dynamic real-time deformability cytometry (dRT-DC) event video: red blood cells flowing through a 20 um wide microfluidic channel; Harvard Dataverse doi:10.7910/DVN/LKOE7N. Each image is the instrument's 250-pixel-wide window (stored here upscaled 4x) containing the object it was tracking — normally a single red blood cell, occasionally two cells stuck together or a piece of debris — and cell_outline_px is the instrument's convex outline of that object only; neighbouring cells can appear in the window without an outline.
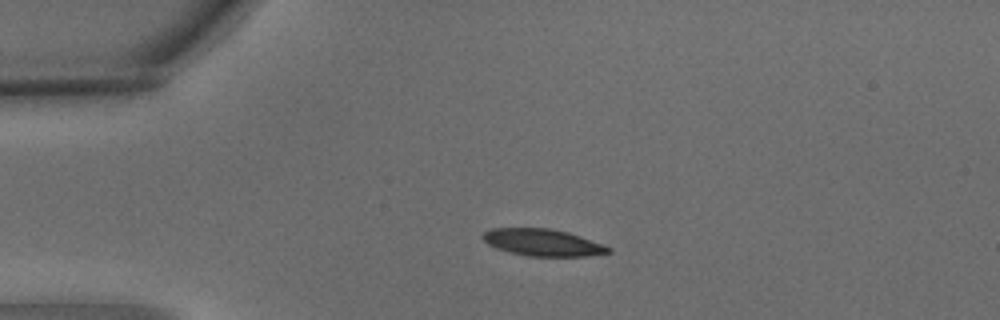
{"species": "common noctule bat (a hibernating species)", "species_latin": "Nyctalus noctula", "temperature_condition": "warm", "stored_images_in_passage": 2, "camera_frame_rate_fps": 3000, "um_per_image_px": 0.085, "animal": {"sex": "male", "body_mass_g": 15.6}, "frame": {"image": 1, "passage_image": 1, "time_ms": 0.0, "image_size_px": [1000, 320], "cell_outline_px": [[612, 252], [588, 256], [528, 256], [496, 248], [488, 244], [480, 236], [484, 232], [492, 228], [548, 228], [568, 232], [604, 244], [612, 248]], "centroid_in_image_um": [46.15, 20.61], "position_along_channel_um": 38.8, "area_um2": 19.71}}